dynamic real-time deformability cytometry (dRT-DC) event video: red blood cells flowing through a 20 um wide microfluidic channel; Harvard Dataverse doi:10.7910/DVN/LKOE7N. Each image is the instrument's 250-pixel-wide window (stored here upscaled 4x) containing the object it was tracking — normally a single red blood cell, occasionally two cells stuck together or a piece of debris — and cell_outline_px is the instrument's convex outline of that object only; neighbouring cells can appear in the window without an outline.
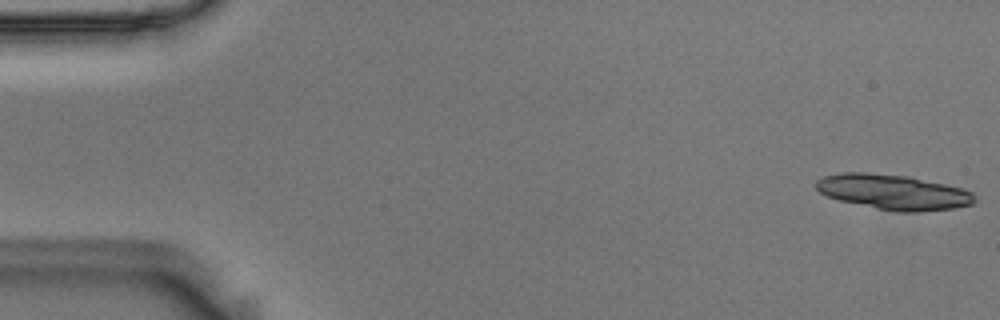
{"species": "Egyptian fruit bat (a non-hibernating species)", "species_latin": "Rousettus aegyptiacus", "temperature_condition": "room temperature", "stored_images_in_passage": 29, "camera_frame_rate_fps": 3000, "um_per_image_px": 0.085, "animal": {"sex": "male"}, "frame": {"image": 1, "passage_image": 1, "time_ms": 0.0, "image_size_px": [1000, 320], "cell_outline_px": [[976, 200], [972, 204], [952, 208], [916, 212], [896, 212], [840, 200], [828, 196], [820, 192], [816, 188], [816, 180], [824, 176], [840, 172], [868, 172], [908, 176], [964, 188], [972, 192], [976, 196]], "centroid_in_image_um": [75.95, 16.31], "position_along_channel_um": 9.0, "area_um2": 32.37}}
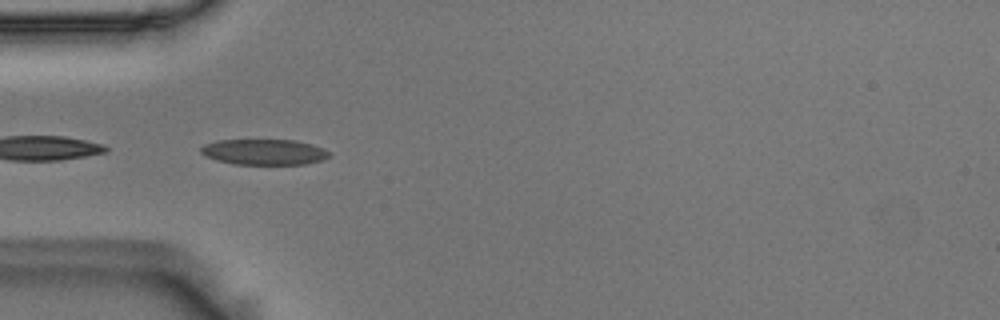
{"frame": {"image": 2, "passage_image": 17, "time_ms": 5.333, "image_size_px": [1000, 320], "cell_outline_px": [[332, 156], [324, 160], [304, 164], [236, 164], [216, 160], [204, 156], [200, 152], [200, 148], [204, 144], [216, 140], [296, 140], [312, 144], [324, 148], [332, 152]], "centroid_in_image_um": [22.49, 12.91], "position_along_channel_um": 62.5, "area_um2": 19.48}}
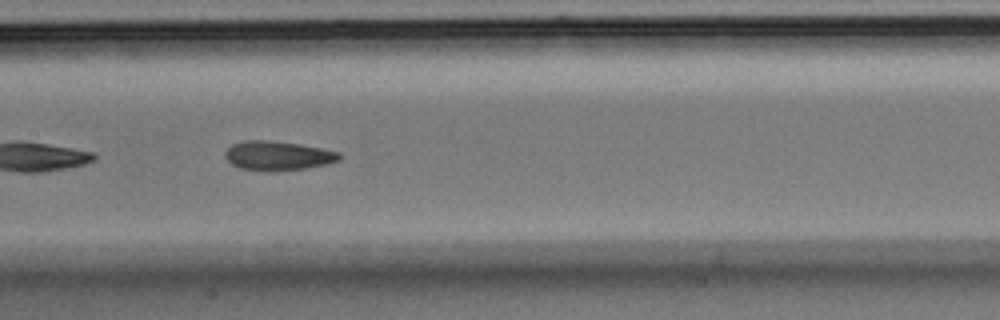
{"frame": {"image": 3, "passage_image": 27, "time_ms": 8.667, "image_size_px": [1000, 320], "cell_outline_px": [[344, 156], [340, 160], [328, 164], [304, 168], [272, 172], [264, 172], [240, 168], [232, 164], [224, 156], [224, 152], [232, 144], [244, 140], [272, 140], [300, 144], [340, 152]], "centroid_in_image_um": [23.62, 13.24], "position_along_channel_um": 183.8, "area_um2": 19.83}}